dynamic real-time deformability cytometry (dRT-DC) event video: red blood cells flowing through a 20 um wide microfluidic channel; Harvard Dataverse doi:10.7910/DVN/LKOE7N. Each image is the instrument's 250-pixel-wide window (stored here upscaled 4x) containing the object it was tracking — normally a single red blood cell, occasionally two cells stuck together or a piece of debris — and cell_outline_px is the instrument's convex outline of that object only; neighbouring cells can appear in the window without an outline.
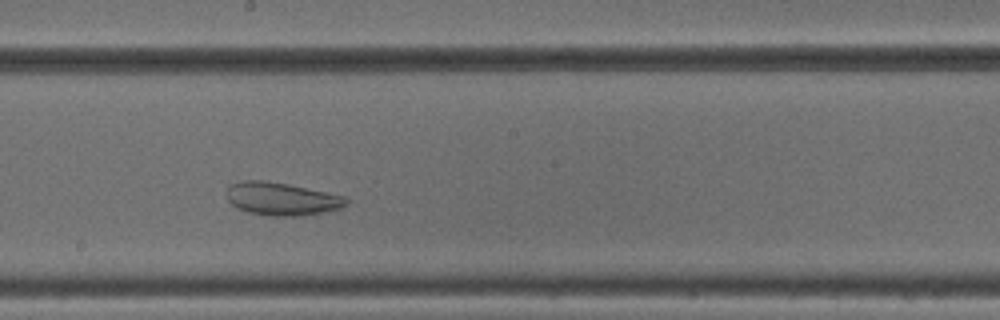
{"species": "common noctule bat (a hibernating species)", "species_latin": "Nyctalus noctula", "temperature_condition": "cold", "stored_images_in_passage": 44, "camera_frame_rate_fps": 3000, "um_per_image_px": 0.085, "animal": {"sex": "male", "body_mass_g": 18.8}, "frame": {"image": 1, "passage_image": 21, "time_ms": 6.667, "image_size_px": [1000, 320], "cell_outline_px": [[348, 204], [340, 208], [324, 212], [300, 216], [272, 216], [248, 212], [236, 208], [228, 200], [228, 188], [232, 184], [240, 180], [260, 180], [288, 184], [344, 196], [348, 200]], "centroid_in_image_um": [23.94, 16.91], "position_along_channel_um": 224.3, "area_um2": 22.77}}
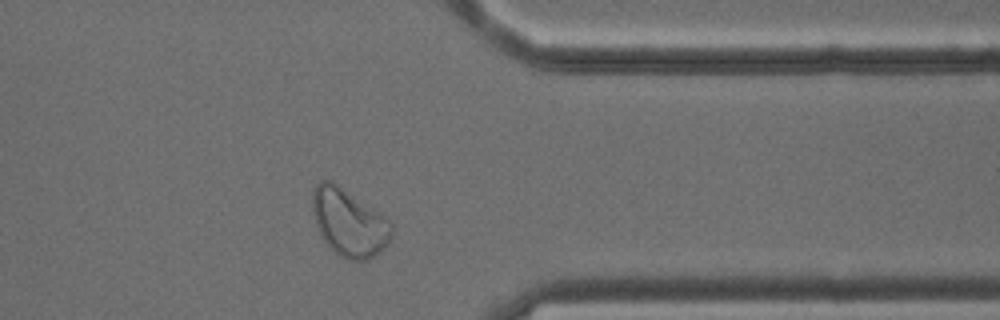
{"frame": {"image": 2, "passage_image": 34, "time_ms": 11.0, "image_size_px": [1000, 320], "cell_outline_px": [[392, 236], [388, 244], [380, 252], [364, 260], [352, 260], [340, 256], [324, 240], [316, 224], [312, 208], [312, 192], [316, 184], [320, 180], [332, 180], [388, 220], [392, 224]], "centroid_in_image_um": [29.65, 18.91], "position_along_channel_um": 381.8, "area_um2": 30.46}}
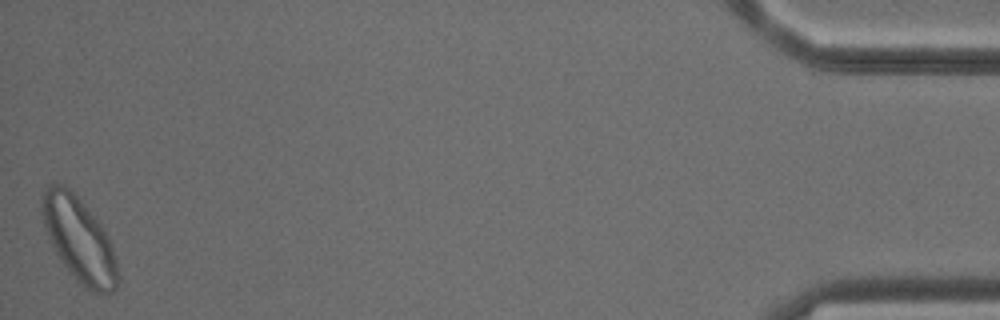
{"frame": {"image": 3, "passage_image": 44, "time_ms": 14.333, "image_size_px": [1000, 320], "cell_outline_px": [[120, 280], [116, 288], [112, 292], [96, 296], [80, 284], [72, 276], [60, 260], [48, 240], [40, 212], [40, 196], [44, 188], [52, 184], [64, 184], [76, 192], [104, 228], [112, 248], [116, 260]], "centroid_in_image_um": [6.7, 20.36], "position_along_channel_um": 428.5, "area_um2": 38.32}}